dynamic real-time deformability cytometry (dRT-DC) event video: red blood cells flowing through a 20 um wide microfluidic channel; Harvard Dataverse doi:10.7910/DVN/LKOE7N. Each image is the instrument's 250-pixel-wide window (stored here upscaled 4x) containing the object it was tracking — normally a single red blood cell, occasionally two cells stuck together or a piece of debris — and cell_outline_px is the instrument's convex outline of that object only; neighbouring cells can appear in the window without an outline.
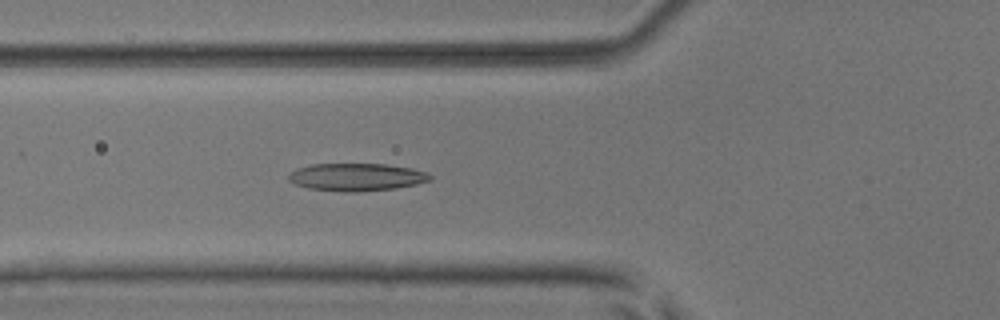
{"species": "common noctule bat (a hibernating species)", "species_latin": "Nyctalus noctula", "temperature_condition": "room temperature", "stored_images_in_passage": 23, "camera_frame_rate_fps": 3000, "um_per_image_px": 0.085, "animal": {"sex": "male", "body_mass_g": 17.9, "forearm_length_mm": 54.2}, "frame": {"image": 1, "passage_image": 7, "time_ms": 2.0, "image_size_px": [1000, 320], "cell_outline_px": [[432, 180], [416, 184], [396, 188], [352, 192], [308, 188], [296, 184], [288, 180], [288, 176], [296, 168], [312, 164], [384, 164], [412, 168], [428, 172], [432, 176]], "centroid_in_image_um": [30.34, 15.04], "position_along_channel_um": 95.5, "area_um2": 22.66}}
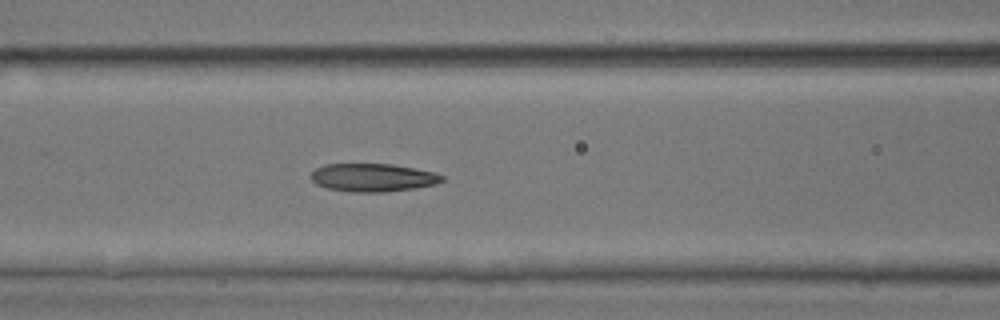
{"frame": {"image": 2, "passage_image": 10, "time_ms": 3.0, "image_size_px": [1000, 320], "cell_outline_px": [[444, 180], [436, 184], [416, 188], [384, 192], [348, 192], [328, 188], [316, 184], [308, 176], [316, 168], [324, 164], [392, 164], [416, 168], [436, 172], [444, 176]], "centroid_in_image_um": [31.7, 15.09], "position_along_channel_um": 134.9, "area_um2": 21.73}}
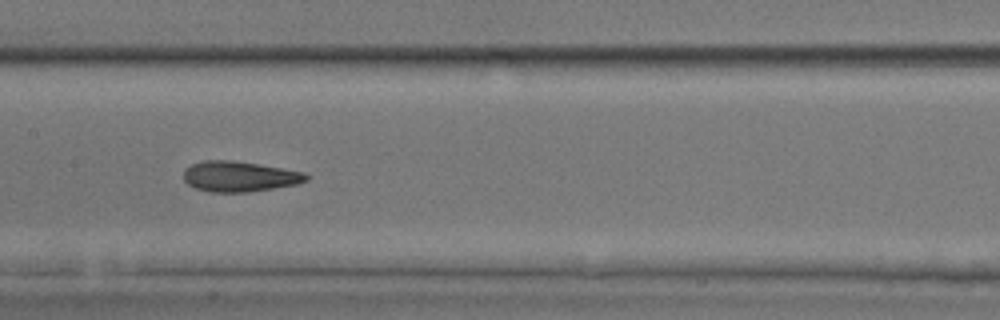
{"frame": {"image": 3, "passage_image": 14, "time_ms": 4.333, "image_size_px": [1000, 320], "cell_outline_px": [[308, 180], [296, 184], [248, 192], [208, 192], [196, 188], [188, 184], [184, 180], [184, 168], [200, 160], [232, 160], [304, 172], [308, 176]], "centroid_in_image_um": [20.3, 15.0], "position_along_channel_um": 187.1, "area_um2": 21.62}}